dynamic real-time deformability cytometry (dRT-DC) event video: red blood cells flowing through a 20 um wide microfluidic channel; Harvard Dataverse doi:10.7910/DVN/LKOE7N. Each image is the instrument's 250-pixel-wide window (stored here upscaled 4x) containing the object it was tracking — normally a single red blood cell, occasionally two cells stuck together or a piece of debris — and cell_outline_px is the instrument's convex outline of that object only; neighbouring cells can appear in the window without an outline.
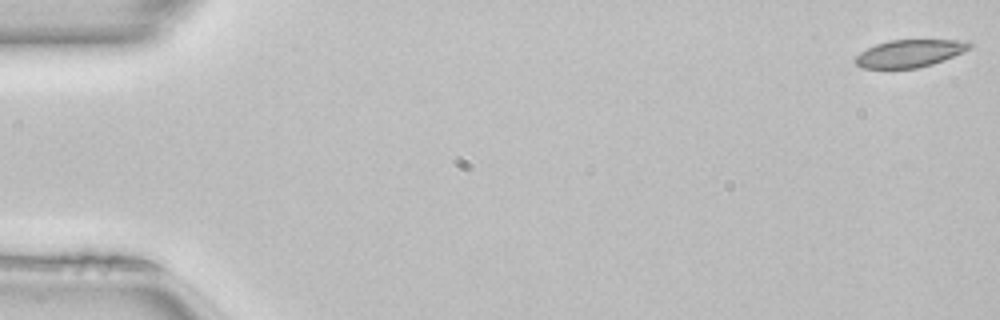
{"species": "common noctule bat (a hibernating species)", "species_latin": "Nyctalus noctula", "temperature_condition": "room temperature", "stored_images_in_passage": 50, "camera_frame_rate_fps": 3000, "um_per_image_px": 0.085, "animal": {"sex": "female", "body_mass_g": 22.7, "forearm_length_mm": 54.2}, "frame": {"image": 1, "passage_image": 1, "time_ms": 0.0, "image_size_px": [1000, 320], "cell_outline_px": [[972, 48], [944, 60], [932, 64], [916, 68], [860, 68], [852, 60], [860, 52], [876, 44], [888, 40], [968, 40], [972, 44]], "centroid_in_image_um": [77.32, 4.53], "position_along_channel_um": 7.7, "area_um2": 18.38}}
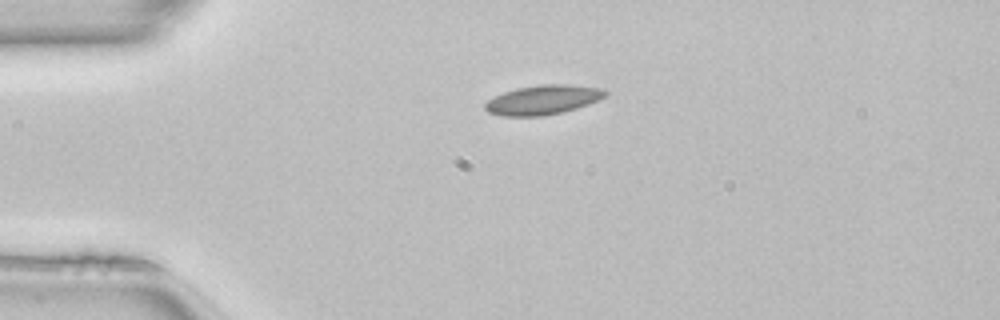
{"frame": {"image": 2, "passage_image": 12, "time_ms": 3.667, "image_size_px": [1000, 320], "cell_outline_px": [[608, 92], [604, 96], [588, 104], [564, 112], [544, 116], [500, 116], [488, 112], [484, 108], [484, 104], [488, 100], [504, 92], [516, 88], [540, 84], [572, 84], [604, 88]], "centroid_in_image_um": [46.15, 8.48], "position_along_channel_um": 38.9, "area_um2": 20.75}}
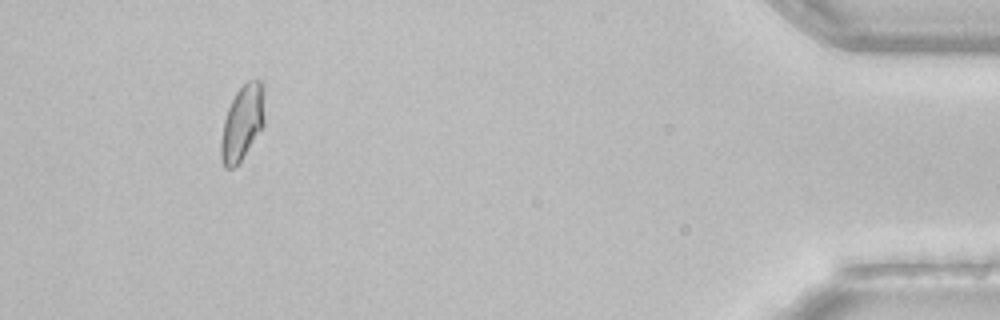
{"frame": {"image": 3, "passage_image": 47, "time_ms": 15.333, "image_size_px": [1000, 320], "cell_outline_px": [[264, 124], [240, 160], [232, 168], [224, 168], [220, 156], [220, 140], [224, 120], [228, 108], [236, 92], [248, 80], [260, 80], [264, 84]], "centroid_in_image_um": [20.59, 10.4], "position_along_channel_um": 414.6, "area_um2": 18.9}, "authors_computed_cell_mechanics": {"area_um2": 19.1318, "velocity_mm_per_s": 4.0756, "shape_relaxation_time_tau1_ms": 5.1205, "shape_relaxation_time_tau2_ms": 0.41, "deformation_change_tau1": 0.1034, "deformation_change_tau2": 0.0465}}